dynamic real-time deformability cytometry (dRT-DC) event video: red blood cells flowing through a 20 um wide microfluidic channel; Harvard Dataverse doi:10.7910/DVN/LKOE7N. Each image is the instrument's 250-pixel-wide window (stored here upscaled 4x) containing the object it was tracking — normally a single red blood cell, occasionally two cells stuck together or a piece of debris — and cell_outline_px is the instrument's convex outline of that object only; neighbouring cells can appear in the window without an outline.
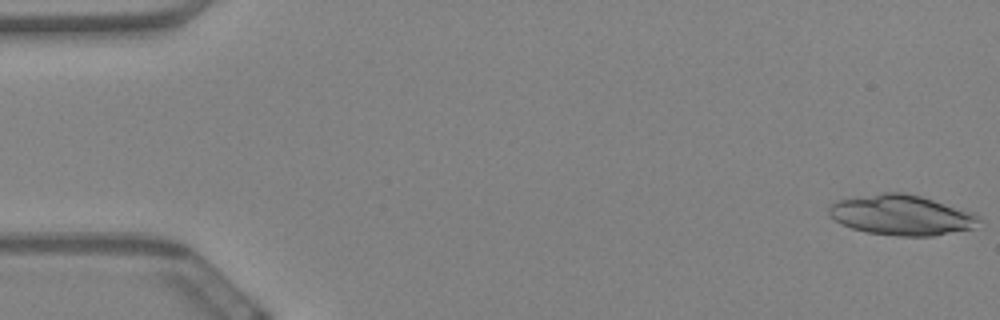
{"species": "Egyptian fruit bat (a non-hibernating species)", "species_latin": "Rousettus aegyptiacus", "temperature_condition": "warm", "stored_images_in_passage": 59, "camera_frame_rate_fps": 3000, "um_per_image_px": 0.085, "animal": {"sex": "female"}, "frame": {"image": 1, "passage_image": 1, "time_ms": 0.0, "image_size_px": [1000, 320], "cell_outline_px": [[984, 220], [972, 228], [932, 236], [896, 236], [868, 232], [852, 228], [840, 224], [828, 212], [828, 208], [836, 200], [880, 192], [904, 192], [920, 196], [976, 212]], "centroid_in_image_um": [76.67, 18.27], "position_along_channel_um": 8.3, "area_um2": 35.43}}